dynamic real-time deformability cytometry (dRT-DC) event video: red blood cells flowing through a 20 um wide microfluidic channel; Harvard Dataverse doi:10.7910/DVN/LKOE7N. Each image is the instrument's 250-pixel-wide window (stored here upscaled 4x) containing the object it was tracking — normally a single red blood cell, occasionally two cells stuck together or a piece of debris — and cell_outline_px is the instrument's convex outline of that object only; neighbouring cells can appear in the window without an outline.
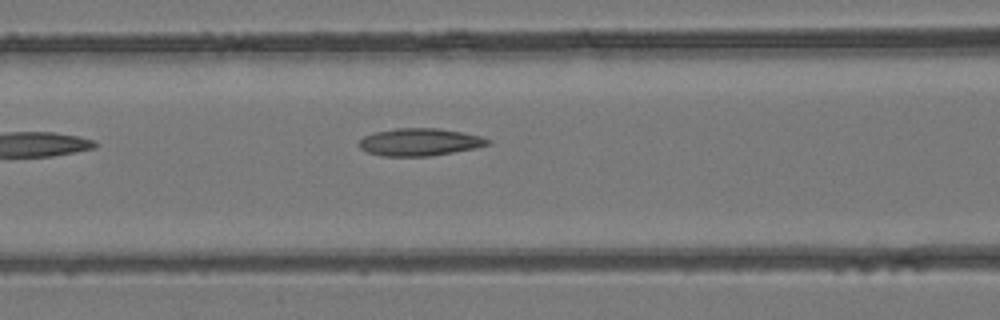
{"species": "common noctule bat (a hibernating species)", "species_latin": "Nyctalus noctula", "temperature_condition": "room temperature", "stored_images_in_passage": 3, "camera_frame_rate_fps": 3000, "um_per_image_px": 0.085, "animal": {"sex": "female", "body_mass_g": 24.6, "forearm_length_mm": 56.2}, "frame": {"image": 1, "passage_image": 3, "time_ms": 0.667, "image_size_px": [1000, 320], "cell_outline_px": [[492, 144], [476, 148], [428, 156], [380, 156], [368, 152], [360, 148], [360, 140], [364, 136], [372, 132], [396, 128], [440, 128], [480, 136], [492, 140]], "centroid_in_image_um": [35.68, 12.07], "position_along_channel_um": 130.9, "area_um2": 20.63}}